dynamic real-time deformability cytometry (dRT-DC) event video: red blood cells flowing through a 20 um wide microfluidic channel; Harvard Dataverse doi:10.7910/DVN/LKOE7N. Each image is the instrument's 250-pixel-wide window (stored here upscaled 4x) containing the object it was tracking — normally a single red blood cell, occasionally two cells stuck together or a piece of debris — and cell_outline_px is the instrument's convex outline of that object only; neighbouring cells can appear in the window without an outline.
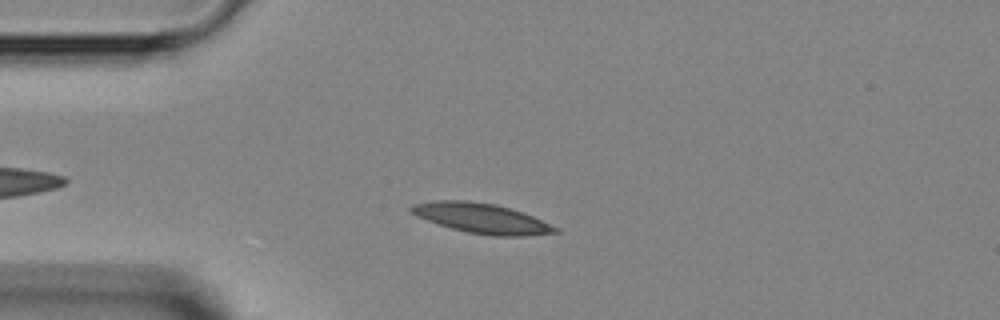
{"species": "Egyptian fruit bat (a non-hibernating species)", "species_latin": "Rousettus aegyptiacus", "temperature_condition": "room temperature", "stored_images_in_passage": 4, "camera_frame_rate_fps": 3000, "um_per_image_px": 0.085, "animal": {"sex": "female"}, "frame": {"image": 1, "passage_image": 4, "time_ms": 3.333, "image_size_px": [1000, 320], "cell_outline_px": [[560, 232], [524, 236], [492, 236], [468, 232], [452, 228], [416, 216], [408, 208], [412, 204], [436, 200], [468, 200], [496, 204], [532, 216], [560, 228]], "centroid_in_image_um": [40.95, 18.55], "position_along_channel_um": 44.1, "area_um2": 24.97}}